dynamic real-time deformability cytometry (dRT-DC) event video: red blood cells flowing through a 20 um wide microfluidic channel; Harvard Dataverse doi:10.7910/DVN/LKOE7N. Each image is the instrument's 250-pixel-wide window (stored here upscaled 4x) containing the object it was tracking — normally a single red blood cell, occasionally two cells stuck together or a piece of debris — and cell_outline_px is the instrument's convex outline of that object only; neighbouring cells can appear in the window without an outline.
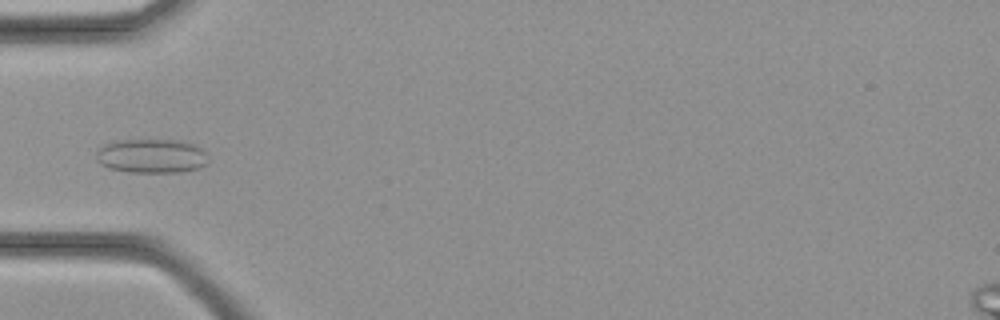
{"species": "common noctule bat (a hibernating species)", "species_latin": "Nyctalus noctula", "temperature_condition": "cold", "stored_images_in_passage": 24, "camera_frame_rate_fps": 3000, "um_per_image_px": 0.085, "animal": {"sex": "female", "body_mass_g": 21.9}, "frame": {"image": 1, "passage_image": 4, "time_ms": 1.0, "image_size_px": [1000, 320], "cell_outline_px": [[208, 164], [200, 168], [180, 172], [128, 172], [108, 168], [100, 164], [96, 160], [96, 152], [104, 144], [112, 140], [180, 140], [196, 144], [208, 156]], "centroid_in_image_um": [12.88, 13.26], "position_along_channel_um": 72.1, "area_um2": 22.66}}
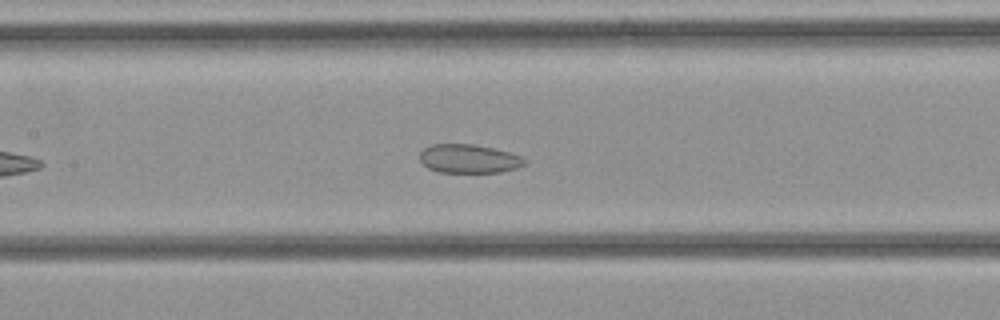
{"frame": {"image": 2, "passage_image": 9, "time_ms": 2.667, "image_size_px": [1000, 320], "cell_outline_px": [[528, 160], [524, 164], [516, 168], [500, 172], [440, 172], [428, 168], [420, 160], [420, 152], [424, 148], [432, 144], [472, 144], [492, 148], [508, 152], [520, 156]], "centroid_in_image_um": [39.84, 13.49], "position_along_channel_um": 167.6, "area_um2": 17.4}}
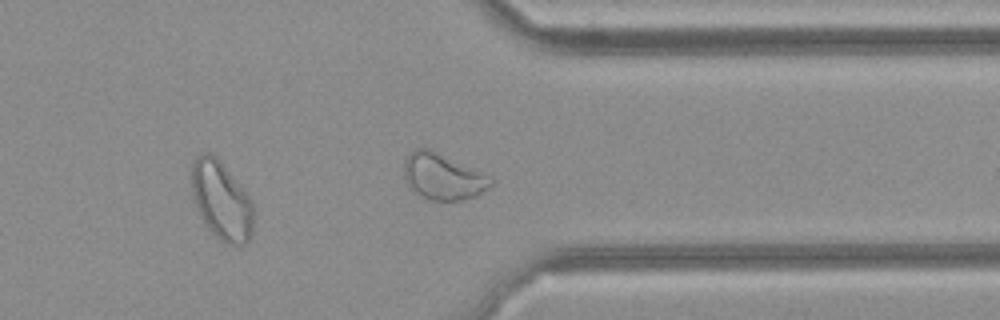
{"frame": {"image": 3, "passage_image": 20, "time_ms": 6.333, "image_size_px": [1000, 320], "cell_outline_px": [[252, 232], [248, 240], [244, 244], [236, 248], [220, 240], [208, 228], [200, 216], [192, 196], [192, 164], [196, 156], [204, 152], [212, 152], [216, 156], [244, 188], [252, 200]], "centroid_in_image_um": [18.82, 17.04], "position_along_channel_um": 392.6, "area_um2": 28.5}}